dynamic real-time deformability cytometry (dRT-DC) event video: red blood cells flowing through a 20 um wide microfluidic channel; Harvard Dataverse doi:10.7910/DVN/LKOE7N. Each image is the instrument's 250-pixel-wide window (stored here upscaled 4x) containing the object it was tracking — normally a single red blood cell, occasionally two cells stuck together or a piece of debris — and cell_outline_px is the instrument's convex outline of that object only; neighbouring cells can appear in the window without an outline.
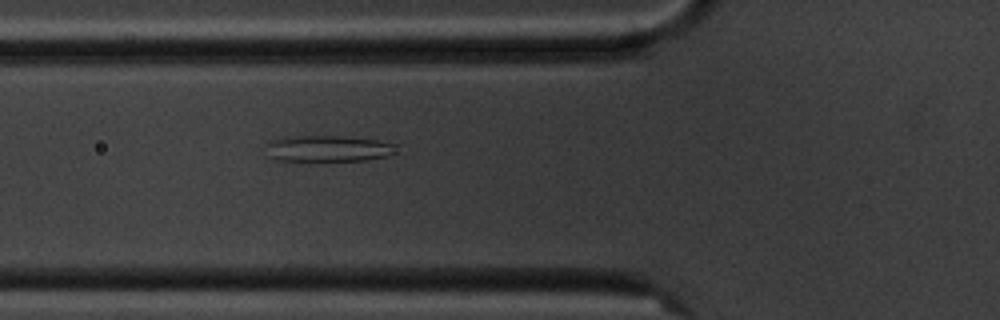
{"species": "common noctule bat (a hibernating species)", "species_latin": "Nyctalus noctula", "temperature_condition": "cold", "stored_images_in_passage": 6, "camera_frame_rate_fps": 3000, "um_per_image_px": 0.085, "animal": {"sex": "male", "body_mass_g": 20.1, "forearm_length_mm": 53.5}, "frame": {"image": 1, "passage_image": 6, "time_ms": 6.667, "image_size_px": [1000, 320], "cell_outline_px": [[392, 156], [364, 160], [276, 160], [272, 156], [268, 144], [272, 140], [284, 136], [344, 136], [376, 140], [388, 144], [392, 152]], "centroid_in_image_um": [27.85, 12.62], "position_along_channel_um": 98.0, "area_um2": 19.07}}